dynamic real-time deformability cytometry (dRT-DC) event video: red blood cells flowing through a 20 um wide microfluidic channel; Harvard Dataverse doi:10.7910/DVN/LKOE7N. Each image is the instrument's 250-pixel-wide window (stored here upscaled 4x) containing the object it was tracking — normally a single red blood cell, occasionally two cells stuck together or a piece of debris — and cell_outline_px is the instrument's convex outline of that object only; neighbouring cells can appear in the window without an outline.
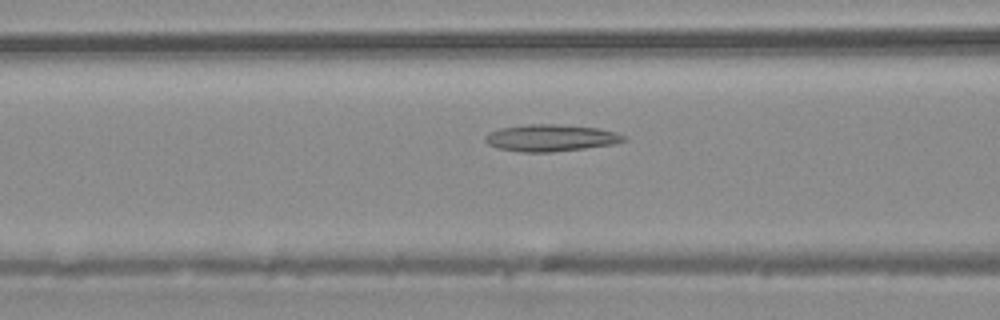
{"species": "common noctule bat (a hibernating species)", "species_latin": "Nyctalus noctula", "temperature_condition": "warm", "stored_images_in_passage": 39, "camera_frame_rate_fps": 3000, "um_per_image_px": 0.085, "animal": {"sex": "male", "body_mass_g": 20.4}, "frame": {"image": 1, "passage_image": 13, "time_ms": 4.0, "image_size_px": [1000, 320], "cell_outline_px": [[628, 140], [616, 144], [552, 152], [520, 152], [496, 148], [488, 144], [484, 140], [484, 136], [488, 132], [500, 128], [528, 124], [556, 124], [596, 128], [616, 132], [624, 136]], "centroid_in_image_um": [46.78, 11.72], "position_along_channel_um": 119.8, "area_um2": 21.79}}
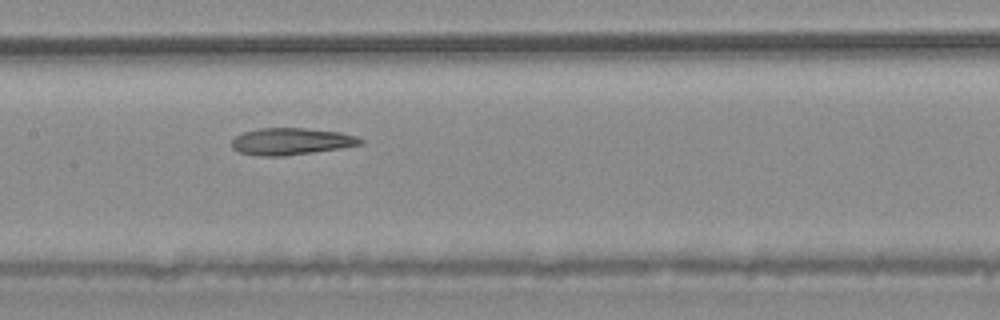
{"frame": {"image": 2, "passage_image": 17, "time_ms": 5.333, "image_size_px": [1000, 320], "cell_outline_px": [[364, 140], [360, 144], [340, 148], [284, 156], [256, 156], [240, 152], [232, 148], [232, 140], [236, 136], [244, 132], [260, 128], [304, 128], [340, 132], [356, 136]], "centroid_in_image_um": [24.72, 12.02], "position_along_channel_um": 182.7, "area_um2": 20.0}}
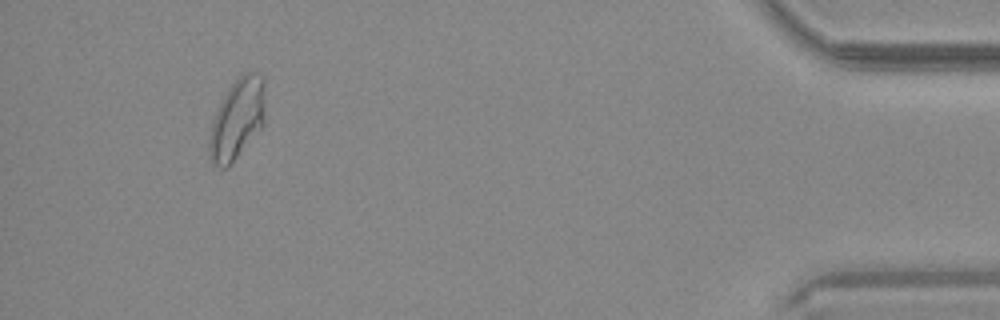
{"frame": {"image": 3, "passage_image": 36, "time_ms": 11.667, "image_size_px": [1000, 320], "cell_outline_px": [[264, 124], [232, 164], [228, 168], [220, 168], [212, 164], [208, 152], [208, 140], [212, 120], [228, 88], [244, 72], [256, 72], [264, 76]], "centroid_in_image_um": [20.15, 10.15], "position_along_channel_um": 415.1, "area_um2": 26.41}}